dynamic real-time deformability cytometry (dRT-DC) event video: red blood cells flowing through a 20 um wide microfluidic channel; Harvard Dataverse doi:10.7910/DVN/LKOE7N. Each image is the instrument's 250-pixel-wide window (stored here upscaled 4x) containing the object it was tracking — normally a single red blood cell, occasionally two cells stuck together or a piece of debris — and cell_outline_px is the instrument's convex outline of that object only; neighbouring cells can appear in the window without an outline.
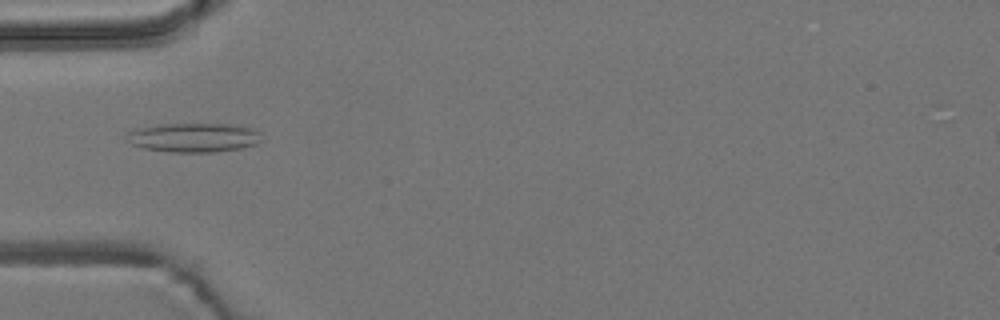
{"species": "common noctule bat (a hibernating species)", "species_latin": "Nyctalus noctula", "temperature_condition": "room temperature", "stored_images_in_passage": 1, "camera_frame_rate_fps": 3000, "um_per_image_px": 0.085, "animal": {"sex": "male", "body_mass_g": 19.2, "forearm_length_mm": 51.8}, "frame": {"image": 1, "passage_image": 1, "time_ms": 0.0, "image_size_px": [1000, 320], "cell_outline_px": [[264, 140], [256, 144], [244, 148], [212, 152], [168, 152], [144, 148], [132, 144], [124, 140], [128, 132], [132, 128], [156, 124], [228, 124], [252, 128], [260, 132]], "centroid_in_image_um": [16.44, 11.69], "position_along_channel_um": 68.6, "area_um2": 23.41}}